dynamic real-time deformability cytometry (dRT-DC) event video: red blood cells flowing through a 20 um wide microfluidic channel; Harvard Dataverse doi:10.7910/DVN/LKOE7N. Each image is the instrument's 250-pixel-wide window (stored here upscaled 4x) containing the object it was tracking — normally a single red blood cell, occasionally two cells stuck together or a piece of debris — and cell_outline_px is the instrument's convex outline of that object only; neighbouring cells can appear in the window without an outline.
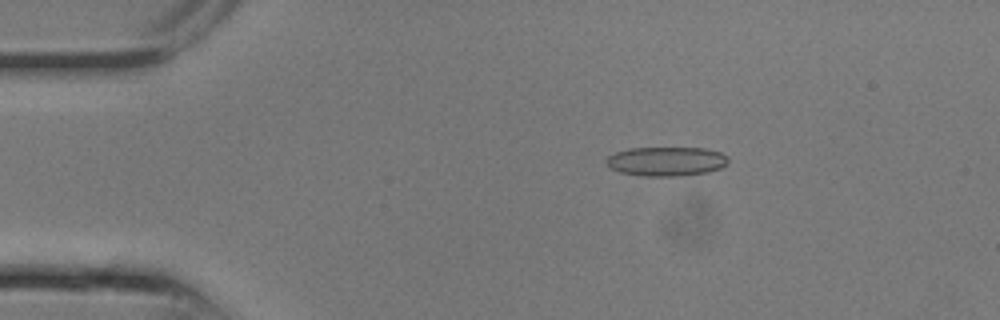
{"species": "common noctule bat (a hibernating species)", "species_latin": "Nyctalus noctula", "temperature_condition": "room temperature", "stored_images_in_passage": 11, "camera_frame_rate_fps": 3000, "um_per_image_px": 0.085, "animal": {"sex": "male", "body_mass_g": 13.3}, "frame": {"image": 1, "passage_image": 4, "time_ms": 1.0, "image_size_px": [1000, 320], "cell_outline_px": [[728, 164], [720, 168], [708, 172], [680, 176], [644, 176], [620, 172], [608, 168], [604, 164], [604, 160], [608, 156], [616, 152], [628, 148], [704, 148], [720, 152], [728, 156]], "centroid_in_image_um": [56.6, 13.72], "position_along_channel_um": 28.4, "area_um2": 21.04}}
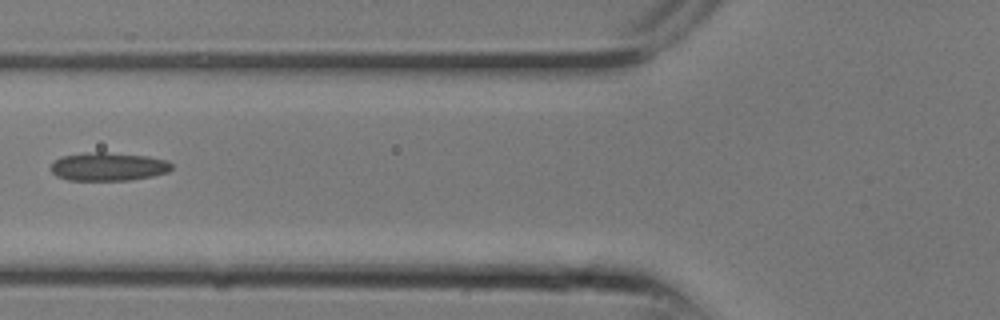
{"frame": {"image": 2, "passage_image": 9, "time_ms": 2.667, "image_size_px": [1000, 320], "cell_outline_px": [[172, 168], [168, 172], [152, 176], [132, 180], [68, 180], [56, 176], [52, 172], [52, 160], [60, 156], [84, 152], [104, 152], [148, 156], [168, 160], [172, 164]], "centroid_in_image_um": [9.19, 14.15], "position_along_channel_um": 116.6, "area_um2": 20.17}}
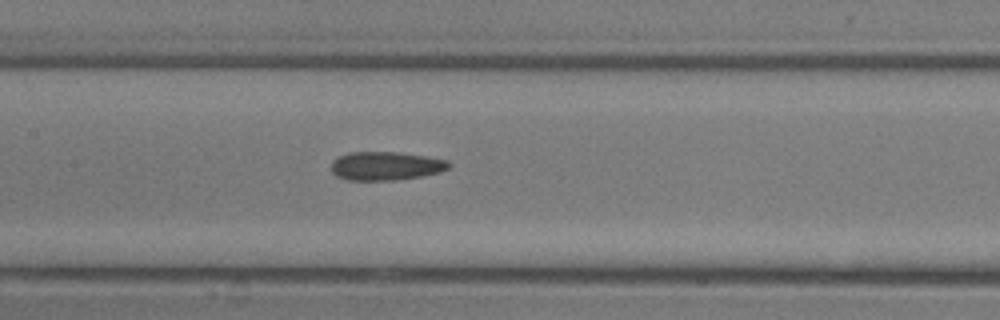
{"frame": {"image": 3, "passage_image": 11, "time_ms": 3.333, "image_size_px": [1000, 320], "cell_outline_px": [[452, 164], [448, 168], [440, 172], [420, 176], [396, 180], [348, 180], [336, 176], [332, 172], [332, 160], [348, 152], [396, 152], [428, 156], [448, 160]], "centroid_in_image_um": [32.8, 14.1], "position_along_channel_um": 174.6, "area_um2": 19.65}}